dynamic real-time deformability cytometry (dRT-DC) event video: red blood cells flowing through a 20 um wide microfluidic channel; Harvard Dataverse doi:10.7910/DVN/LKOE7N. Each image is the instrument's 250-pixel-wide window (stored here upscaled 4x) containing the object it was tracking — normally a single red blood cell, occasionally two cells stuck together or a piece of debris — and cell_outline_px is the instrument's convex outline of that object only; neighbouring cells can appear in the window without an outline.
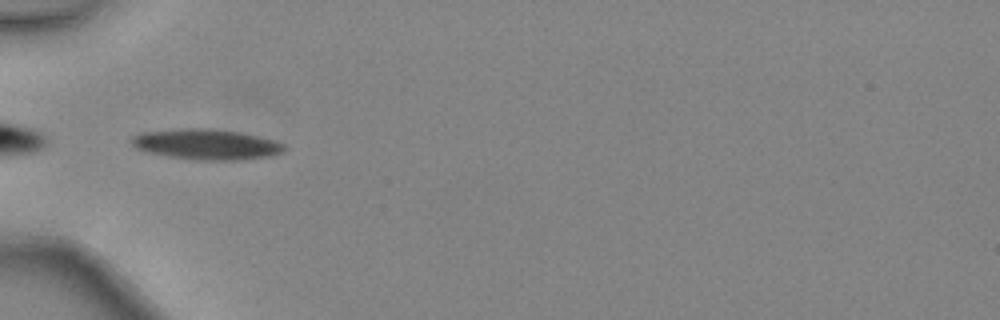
{"species": "common noctule bat (a hibernating species)", "species_latin": "Nyctalus noctula", "temperature_condition": "warm", "stored_images_in_passage": 29, "camera_frame_rate_fps": 3000, "um_per_image_px": 0.085, "animal": {"sex": "female", "body_mass_g": 24.6, "forearm_length_mm": 56.2}, "frame": {"image": 1, "passage_image": 1, "time_ms": 0.0, "image_size_px": [1000, 320], "cell_outline_px": [[284, 152], [268, 156], [236, 160], [196, 160], [168, 156], [148, 152], [136, 148], [132, 144], [132, 136], [140, 132], [180, 128], [212, 128], [240, 132], [272, 140], [284, 144]], "centroid_in_image_um": [17.5, 12.26], "position_along_channel_um": 67.5, "area_um2": 27.05}}
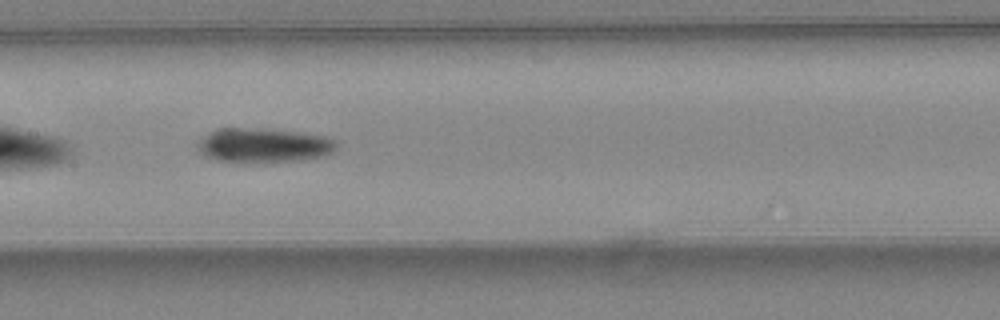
{"frame": {"image": 2, "passage_image": 9, "time_ms": 2.667, "image_size_px": [1000, 320], "cell_outline_px": [[336, 148], [332, 152], [324, 156], [300, 160], [248, 164], [236, 164], [216, 160], [204, 156], [196, 148], [196, 144], [204, 136], [220, 128], [264, 128], [300, 132], [324, 136], [332, 140], [336, 144]], "centroid_in_image_um": [22.34, 12.38], "position_along_channel_um": 185.1, "area_um2": 28.44}}
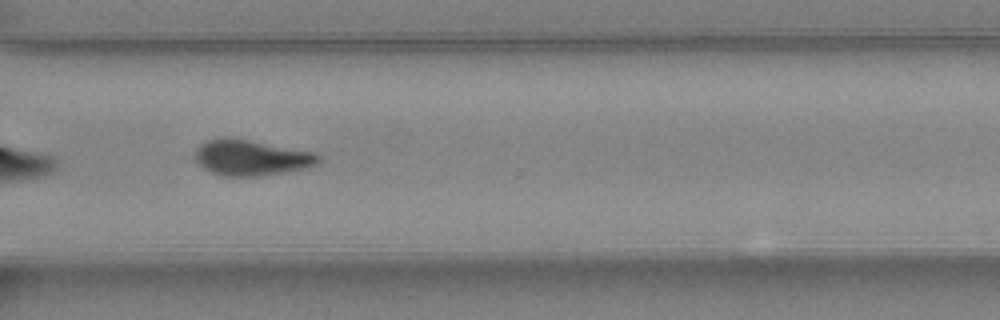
{"frame": {"image": 3, "passage_image": 20, "time_ms": 6.333, "image_size_px": [1000, 320], "cell_outline_px": [[320, 160], [316, 164], [308, 168], [260, 176], [220, 176], [196, 164], [196, 148], [200, 144], [208, 140], [220, 136], [232, 136], [316, 152], [320, 156]], "centroid_in_image_um": [21.35, 13.38], "position_along_channel_um": 349.3, "area_um2": 26.24}, "authors_computed_cell_mechanics": {"area_um2": 26.3568, "velocity_mm_per_s": 4.4995, "shape_relaxation_time_tau1_ms": 3.3765, "shape_relaxation_time_tau2_ms": null, "deformation_change_tau1": 0.1375, "deformation_change_tau2": null}}